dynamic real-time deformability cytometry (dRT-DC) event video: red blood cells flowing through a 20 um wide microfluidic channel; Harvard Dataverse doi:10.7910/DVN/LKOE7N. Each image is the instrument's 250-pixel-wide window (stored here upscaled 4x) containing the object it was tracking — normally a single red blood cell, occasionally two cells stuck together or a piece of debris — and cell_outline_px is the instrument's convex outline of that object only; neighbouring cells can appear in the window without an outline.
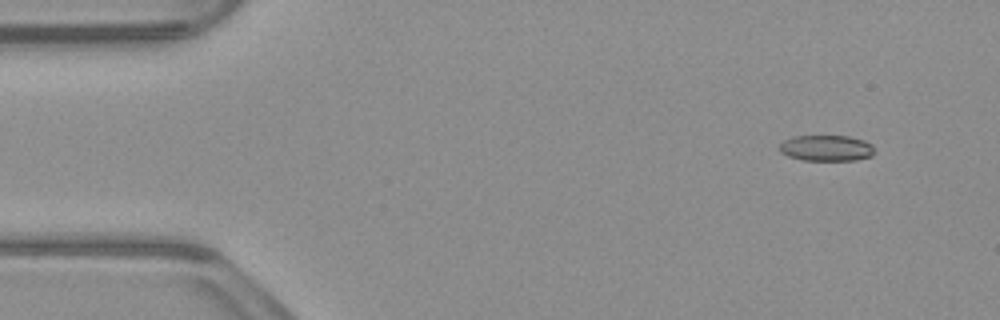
{"species": "common noctule bat (a hibernating species)", "species_latin": "Nyctalus noctula", "temperature_condition": "warm", "stored_images_in_passage": 49, "camera_frame_rate_fps": 3000, "um_per_image_px": 0.085, "animal": {"sex": "male", "body_mass_g": 23.1, "forearm_length_mm": 52.7}, "frame": {"image": 1, "passage_image": 1, "time_ms": 0.0, "image_size_px": [1000, 320], "cell_outline_px": [[872, 156], [856, 160], [804, 160], [788, 156], [780, 152], [780, 144], [784, 140], [792, 136], [848, 136], [864, 140], [872, 144]], "centroid_in_image_um": [70.23, 12.58], "position_along_channel_um": 14.8, "area_um2": 14.28}}
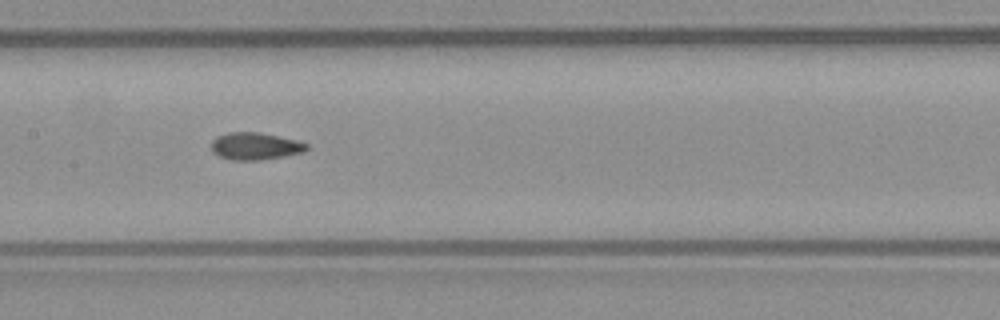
{"frame": {"image": 2, "passage_image": 22, "time_ms": 7.0, "image_size_px": [1000, 320], "cell_outline_px": [[308, 148], [304, 152], [284, 156], [260, 160], [232, 160], [220, 156], [212, 152], [212, 140], [216, 136], [228, 132], [256, 132], [296, 140], [308, 144]], "centroid_in_image_um": [21.67, 12.42], "position_along_channel_um": 185.7, "area_um2": 15.03}}
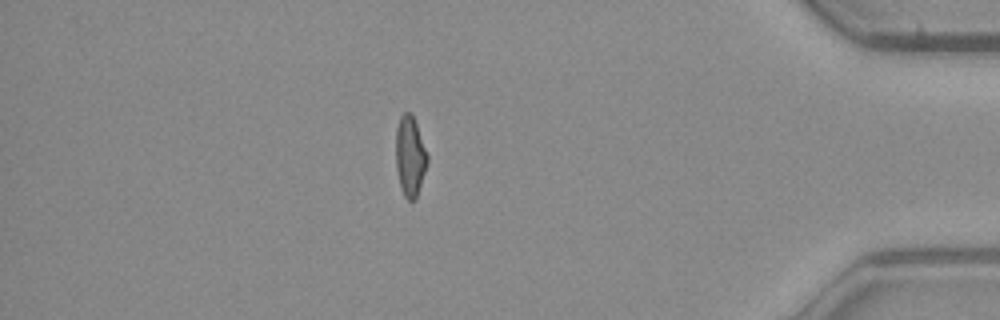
{"frame": {"image": 3, "passage_image": 42, "time_ms": 13.667, "image_size_px": [1000, 320], "cell_outline_px": [[428, 160], [416, 200], [408, 200], [404, 196], [400, 188], [396, 168], [396, 128], [400, 116], [404, 112], [412, 112], [428, 156]], "centroid_in_image_um": [34.84, 13.28], "position_along_channel_um": 400.4, "area_um2": 14.8}, "authors_computed_cell_mechanics": {"area_um2": 15.028, "velocity_mm_per_s": 3.9223, "shape_relaxation_time_tau1_ms": 10.9288, "shape_relaxation_time_tau2_ms": 2.397, "deformation_change_tau1": 0.2054, "deformation_change_tau2": 0.0751}}